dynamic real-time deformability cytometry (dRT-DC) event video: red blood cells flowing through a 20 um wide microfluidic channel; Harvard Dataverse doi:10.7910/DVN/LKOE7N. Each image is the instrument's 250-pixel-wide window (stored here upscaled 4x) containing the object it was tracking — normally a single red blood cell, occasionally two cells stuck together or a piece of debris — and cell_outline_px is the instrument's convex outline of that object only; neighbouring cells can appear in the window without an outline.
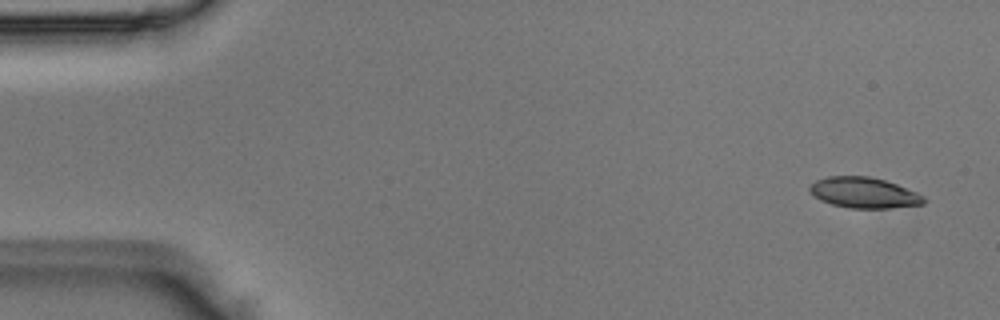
{"species": "Egyptian fruit bat (a non-hibernating species)", "species_latin": "Rousettus aegyptiacus", "temperature_condition": "room temperature", "stored_images_in_passage": 4, "camera_frame_rate_fps": 3000, "um_per_image_px": 0.085, "animal": {"sex": "male"}, "frame": {"image": 1, "passage_image": 1, "time_ms": 0.0, "image_size_px": [1000, 320], "cell_outline_px": [[928, 200], [924, 204], [892, 208], [848, 208], [832, 204], [820, 200], [812, 196], [808, 188], [816, 180], [828, 176], [868, 176], [884, 180], [896, 184], [916, 192], [924, 196]], "centroid_in_image_um": [73.43, 16.39], "position_along_channel_um": 11.6, "area_um2": 20.52}}
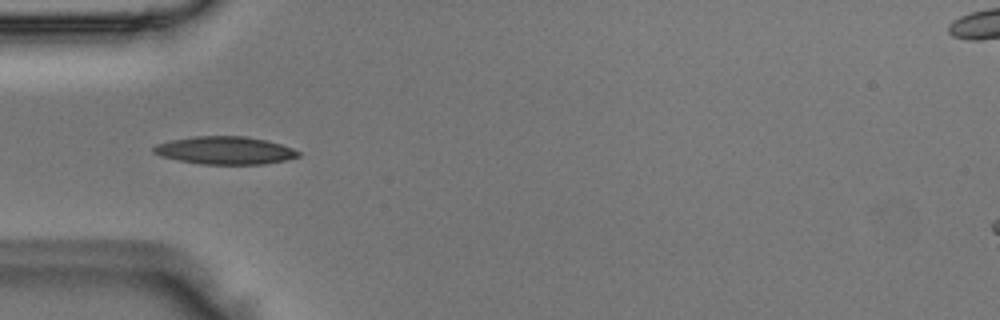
{"frame": {"image": 2, "passage_image": 4, "time_ms": 1.0, "image_size_px": [1000, 320], "cell_outline_px": [[300, 156], [284, 160], [264, 164], [200, 164], [160, 156], [152, 152], [152, 148], [156, 144], [172, 140], [192, 136], [244, 136], [264, 140], [280, 144], [292, 148], [300, 152]], "centroid_in_image_um": [19.09, 12.78], "position_along_channel_um": 65.9, "area_um2": 23.29}}